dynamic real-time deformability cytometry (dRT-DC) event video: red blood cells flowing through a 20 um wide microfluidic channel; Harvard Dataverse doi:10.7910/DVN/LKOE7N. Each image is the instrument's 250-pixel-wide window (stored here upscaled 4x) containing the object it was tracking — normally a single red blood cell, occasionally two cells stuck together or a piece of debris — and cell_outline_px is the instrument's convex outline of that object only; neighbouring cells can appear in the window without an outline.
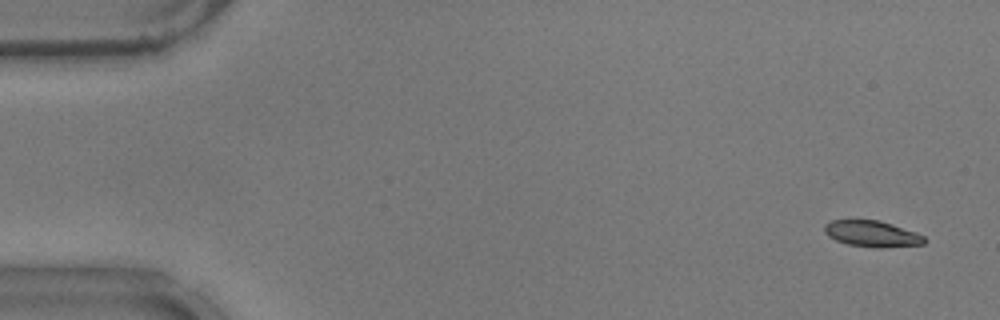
{"species": "common noctule bat (a hibernating species)", "species_latin": "Nyctalus noctula", "temperature_condition": "warm", "stored_images_in_passage": 55, "camera_frame_rate_fps": 3000, "um_per_image_px": 0.085, "animal": {"sex": "male", "body_mass_g": 17.9}, "frame": {"image": 1, "passage_image": 3, "time_ms": 0.667, "image_size_px": [1000, 320], "cell_outline_px": [[928, 240], [924, 244], [880, 248], [876, 248], [848, 244], [836, 240], [828, 236], [824, 232], [824, 224], [832, 220], [880, 220], [916, 232], [924, 236]], "centroid_in_image_um": [74.14, 19.87], "position_along_channel_um": 10.9, "area_um2": 15.32}}
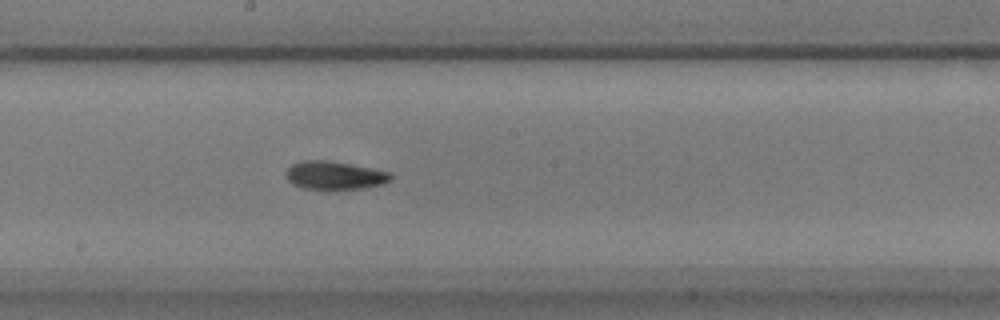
{"frame": {"image": 2, "passage_image": 30, "time_ms": 9.667, "image_size_px": [1000, 320], "cell_outline_px": [[392, 176], [388, 180], [380, 184], [364, 188], [328, 192], [304, 188], [292, 184], [288, 180], [284, 172], [292, 164], [300, 160], [328, 160], [352, 164], [392, 172]], "centroid_in_image_um": [28.39, 14.93], "position_along_channel_um": 219.8, "area_um2": 17.92}}
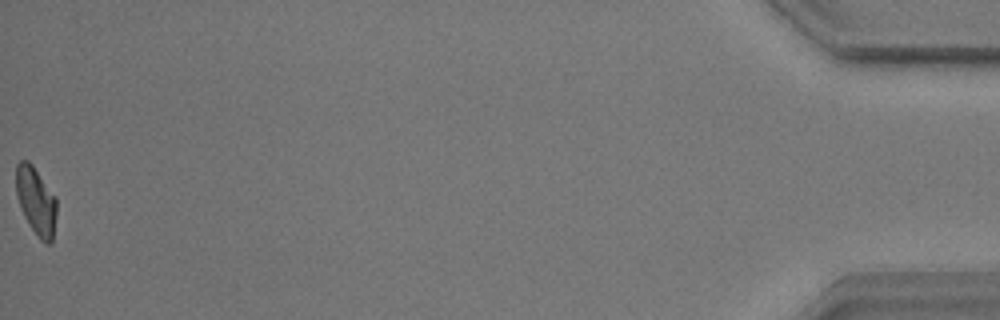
{"frame": {"image": 3, "passage_image": 55, "time_ms": 18.0, "image_size_px": [1000, 320], "cell_outline_px": [[56, 216], [52, 244], [44, 244], [40, 240], [24, 216], [20, 208], [16, 196], [16, 164], [20, 160], [28, 160], [32, 164], [56, 196]], "centroid_in_image_um": [3.06, 17.08], "position_along_channel_um": 432.1, "area_um2": 16.24}, "authors_computed_cell_mechanics": {"area_um2": 16.5886, "velocity_mm_per_s": 3.7312, "shape_relaxation_time_tau1_ms": 3.0972, "shape_relaxation_time_tau2_ms": 4.2122, "deformation_change_tau1": 0.1305, "deformation_change_tau2": 0.0895}}